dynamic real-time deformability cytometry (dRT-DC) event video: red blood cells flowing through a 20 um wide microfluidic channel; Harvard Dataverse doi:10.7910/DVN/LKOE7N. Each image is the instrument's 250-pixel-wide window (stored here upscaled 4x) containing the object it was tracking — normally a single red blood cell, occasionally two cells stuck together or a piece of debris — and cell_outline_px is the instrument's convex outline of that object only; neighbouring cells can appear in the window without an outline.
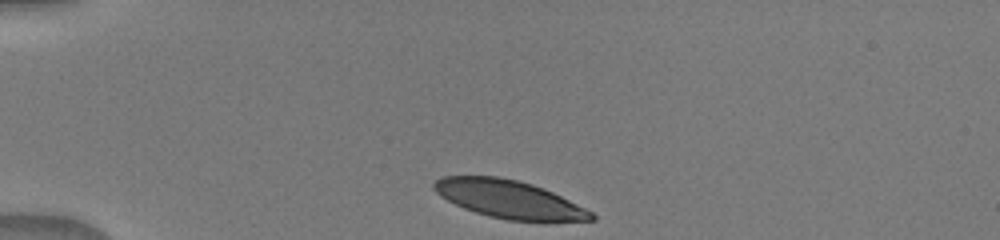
{"species": "human", "species_latin": "Homo sapiens", "temperature_condition": "warm", "stored_images_in_passage": 24, "camera_frame_rate_fps": 3000, "um_per_image_px": 0.085, "donor": {"sex": "male"}, "frame": {"image": 1, "passage_image": 1, "time_ms": 0.0, "image_size_px": [1000, 240], "cell_outline_px": [[596, 220], [508, 220], [488, 216], [464, 208], [440, 196], [432, 188], [432, 184], [440, 176], [496, 176], [516, 180], [532, 184], [544, 188], [592, 212], [596, 216]], "centroid_in_image_um": [43.21, 16.91], "position_along_channel_um": 41.8, "area_um2": 34.22}}
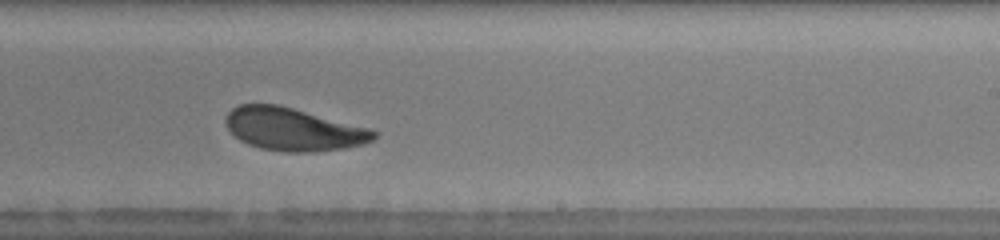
{"frame": {"image": 2, "passage_image": 13, "time_ms": 6.667, "image_size_px": [1000, 240], "cell_outline_px": [[376, 136], [372, 140], [364, 144], [344, 148], [312, 152], [284, 152], [260, 148], [248, 144], [240, 140], [228, 128], [224, 120], [224, 116], [232, 108], [240, 104], [280, 104], [372, 128], [376, 132]], "centroid_in_image_um": [24.94, 10.97], "position_along_channel_um": 264.1, "area_um2": 37.28}}
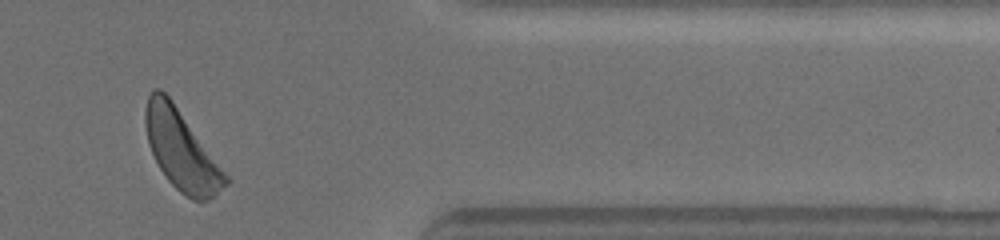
{"frame": {"image": 3, "passage_image": 20, "time_ms": 10.333, "image_size_px": [1000, 240], "cell_outline_px": [[228, 184], [216, 196], [208, 200], [192, 200], [180, 192], [168, 180], [160, 168], [148, 144], [144, 124], [144, 112], [148, 96], [152, 88], [160, 88], [172, 100], [228, 176]], "centroid_in_image_um": [15.4, 12.75], "position_along_channel_um": 396.0, "area_um2": 36.88}}